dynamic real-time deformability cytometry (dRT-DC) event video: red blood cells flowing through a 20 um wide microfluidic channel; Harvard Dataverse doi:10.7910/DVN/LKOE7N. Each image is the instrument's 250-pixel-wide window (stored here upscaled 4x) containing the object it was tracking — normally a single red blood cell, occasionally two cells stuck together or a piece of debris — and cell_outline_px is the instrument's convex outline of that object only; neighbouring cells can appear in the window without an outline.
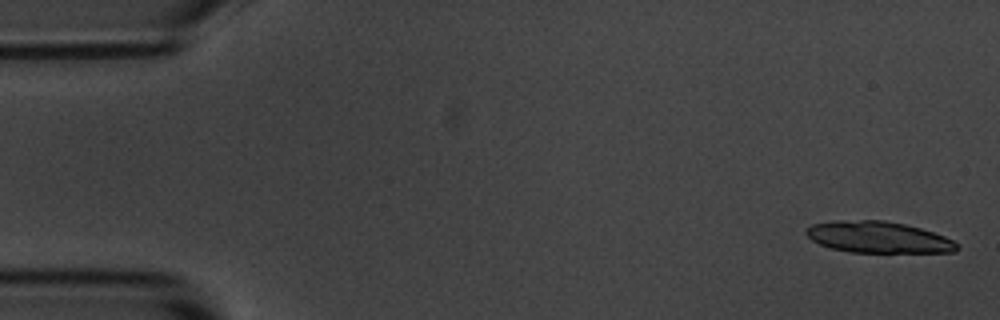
{"species": "common noctule bat (a hibernating species)", "species_latin": "Nyctalus noctula", "temperature_condition": "room temperature", "stored_images_in_passage": 6, "camera_frame_rate_fps": 3000, "um_per_image_px": 0.085, "animal": {"sex": "male", "body_mass_g": 20.1, "forearm_length_mm": 53.5}, "frame": {"image": 1, "passage_image": 1, "time_ms": 0.0, "image_size_px": [1000, 320], "cell_outline_px": [[960, 248], [956, 252], [848, 252], [832, 248], [820, 244], [812, 240], [804, 232], [812, 224], [832, 220], [884, 220], [904, 224], [920, 228], [944, 236], [960, 244]], "centroid_in_image_um": [74.66, 20.16], "position_along_channel_um": 10.3, "area_um2": 27.63}}